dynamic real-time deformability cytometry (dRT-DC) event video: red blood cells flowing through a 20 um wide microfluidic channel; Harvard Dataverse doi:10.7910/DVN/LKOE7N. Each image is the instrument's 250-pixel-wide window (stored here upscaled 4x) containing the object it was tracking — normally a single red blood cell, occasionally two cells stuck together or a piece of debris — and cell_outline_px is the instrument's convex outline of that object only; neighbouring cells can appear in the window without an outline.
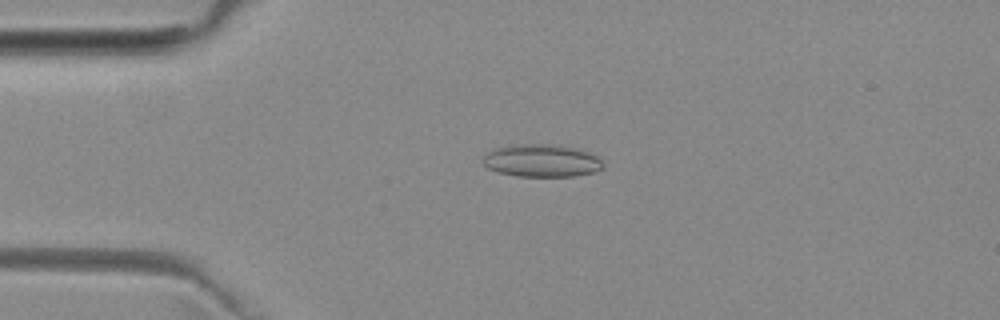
{"species": "common noctule bat (a hibernating species)", "species_latin": "Nyctalus noctula", "temperature_condition": "room temperature", "stored_images_in_passage": 5, "camera_frame_rate_fps": 3000, "um_per_image_px": 0.085, "animal": {"sex": "female", "body_mass_g": 29.2, "forearm_length_mm": 56.3}, "frame": {"image": 1, "passage_image": 4, "time_ms": 3.667, "image_size_px": [1000, 320], "cell_outline_px": [[604, 168], [592, 172], [572, 176], [516, 176], [500, 172], [488, 168], [480, 160], [488, 152], [496, 148], [520, 144], [560, 144], [580, 148], [596, 156], [604, 164]], "centroid_in_image_um": [46.06, 13.64], "position_along_channel_um": 38.9, "area_um2": 22.89}}